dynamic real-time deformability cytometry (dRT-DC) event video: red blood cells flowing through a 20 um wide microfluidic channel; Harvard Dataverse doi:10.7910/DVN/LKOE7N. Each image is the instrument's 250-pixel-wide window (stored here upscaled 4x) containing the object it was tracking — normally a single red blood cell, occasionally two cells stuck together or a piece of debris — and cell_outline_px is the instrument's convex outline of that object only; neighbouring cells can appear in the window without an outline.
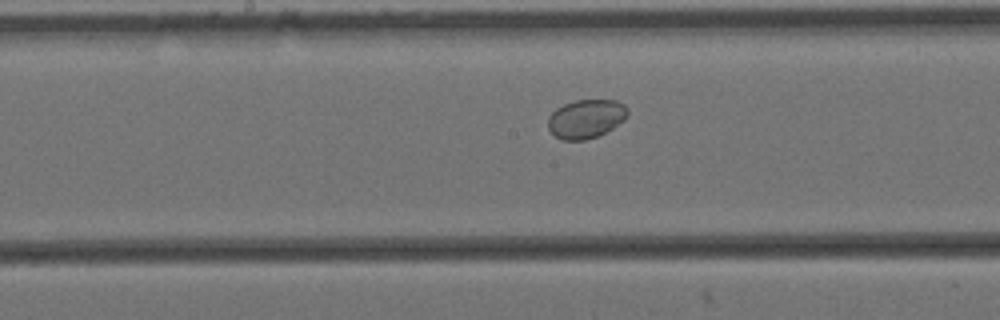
{"species": "Egyptian fruit bat (a non-hibernating species)", "species_latin": "Rousettus aegyptiacus", "temperature_condition": "cold", "stored_images_in_passage": 10, "segment_of_instrument_passage": [2, 2], "camera_frame_rate_fps": 3000, "um_per_image_px": 0.085, "animal": {"sex": "female"}, "frame": {"image": 1, "passage_image": 10, "time_ms": 3.0, "image_size_px": [1000, 320], "cell_outline_px": [[628, 116], [624, 120], [612, 128], [596, 136], [584, 140], [564, 140], [556, 136], [548, 128], [548, 116], [556, 108], [564, 104], [576, 100], [616, 100], [624, 104], [628, 108]], "centroid_in_image_um": [49.82, 10.08], "position_along_channel_um": 198.4, "area_um2": 17.92}}